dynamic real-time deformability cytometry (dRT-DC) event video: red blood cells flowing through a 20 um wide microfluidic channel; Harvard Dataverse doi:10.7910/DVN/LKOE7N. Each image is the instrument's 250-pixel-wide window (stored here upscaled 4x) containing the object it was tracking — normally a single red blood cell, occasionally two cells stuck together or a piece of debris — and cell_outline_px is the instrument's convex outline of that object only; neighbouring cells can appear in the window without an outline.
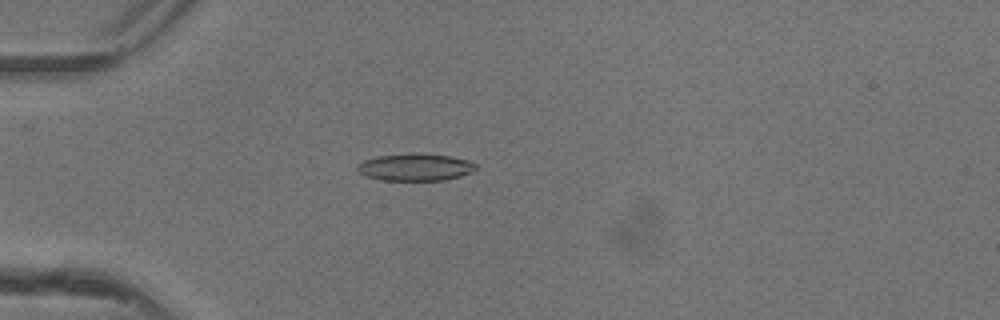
{"species": "common noctule bat (a hibernating species)", "species_latin": "Nyctalus noctula", "temperature_condition": "warm", "stored_images_in_passage": 50, "camera_frame_rate_fps": 3000, "um_per_image_px": 0.085, "animal": {"sex": "female"}, "frame": {"image": 1, "passage_image": 15, "time_ms": 4.667, "image_size_px": [1000, 320], "cell_outline_px": [[476, 168], [472, 172], [460, 176], [444, 180], [380, 180], [364, 176], [356, 168], [364, 160], [376, 156], [448, 156], [468, 160], [476, 164]], "centroid_in_image_um": [35.3, 14.26], "position_along_channel_um": 49.7, "area_um2": 17.8}}
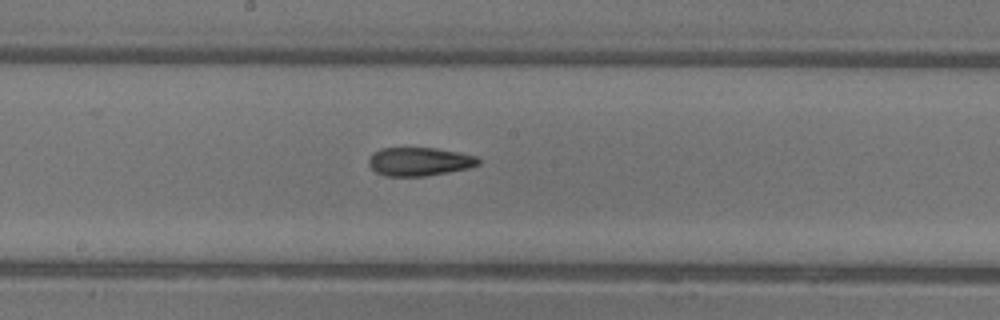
{"frame": {"image": 2, "passage_image": 28, "time_ms": 9.0, "image_size_px": [1000, 320], "cell_outline_px": [[480, 164], [468, 168], [448, 172], [424, 176], [384, 176], [376, 172], [368, 164], [368, 160], [380, 148], [436, 148], [460, 152], [480, 156]], "centroid_in_image_um": [35.7, 13.73], "position_along_channel_um": 212.5, "area_um2": 18.26}}
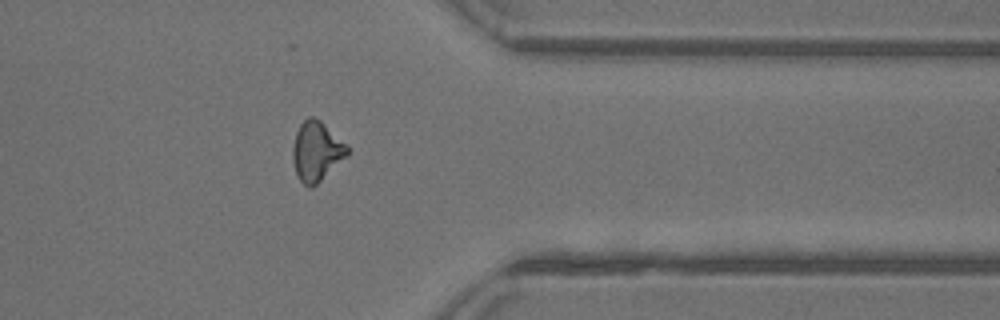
{"frame": {"image": 3, "passage_image": 41, "time_ms": 13.333, "image_size_px": [1000, 320], "cell_outline_px": [[352, 152], [348, 156], [312, 188], [308, 188], [296, 176], [292, 160], [292, 148], [296, 132], [300, 124], [308, 116], [312, 116], [320, 120], [348, 144]], "centroid_in_image_um": [26.93, 12.86], "position_along_channel_um": 384.5, "area_um2": 19.42}, "authors_computed_cell_mechanics": {"area_um2": 18.496, "velocity_mm_per_s": 4.1824, "shape_relaxation_time_tau1_ms": null, "shape_relaxation_time_tau2_ms": 2.8892, "deformation_change_tau1": null, "deformation_change_tau2": 0.11}}